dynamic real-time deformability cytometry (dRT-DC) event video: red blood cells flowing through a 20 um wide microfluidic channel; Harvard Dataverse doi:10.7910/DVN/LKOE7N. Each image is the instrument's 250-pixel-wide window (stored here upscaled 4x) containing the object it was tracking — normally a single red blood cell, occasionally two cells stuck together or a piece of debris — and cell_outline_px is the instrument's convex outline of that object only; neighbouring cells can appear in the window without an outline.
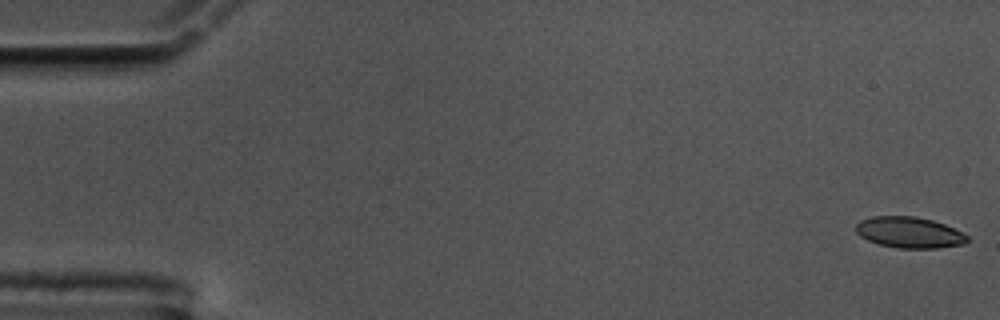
{"species": "common noctule bat (a hibernating species)", "species_latin": "Nyctalus noctula", "temperature_condition": "cold", "stored_images_in_passage": 55, "camera_frame_rate_fps": 3000, "um_per_image_px": 0.085, "animal": {"sex": "male", "body_mass_g": 17.5, "forearm_length_mm": 52.3}, "frame": {"image": 1, "passage_image": 1, "time_ms": 0.0, "image_size_px": [1000, 320], "cell_outline_px": [[968, 240], [964, 244], [936, 248], [896, 248], [880, 244], [868, 240], [860, 236], [856, 232], [856, 224], [860, 220], [872, 216], [916, 216], [932, 220], [944, 224], [968, 236]], "centroid_in_image_um": [77.26, 19.75], "position_along_channel_um": 7.7, "area_um2": 20.06}}
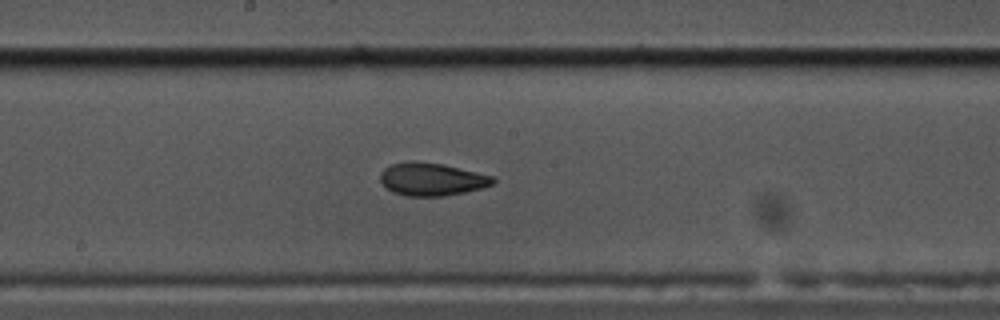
{"frame": {"image": 2, "passage_image": 31, "time_ms": 10.0, "image_size_px": [1000, 320], "cell_outline_px": [[496, 180], [492, 184], [480, 188], [464, 192], [444, 196], [404, 196], [392, 192], [380, 180], [380, 172], [384, 168], [392, 164], [444, 164], [496, 176]], "centroid_in_image_um": [36.76, 15.27], "position_along_channel_um": 211.4, "area_um2": 20.98}}
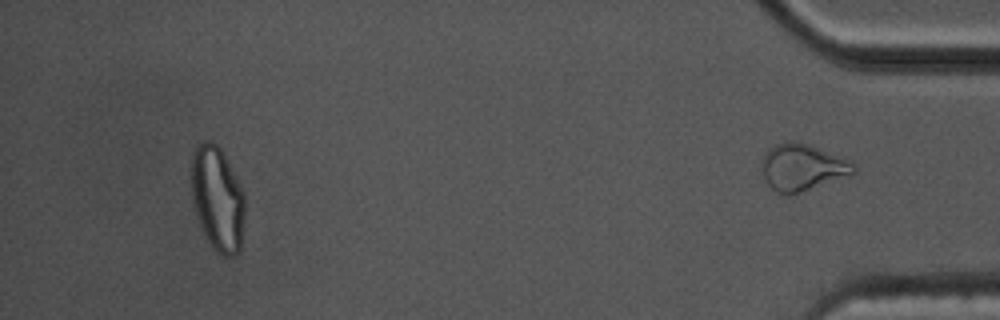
{"frame": {"image": 3, "passage_image": 55, "time_ms": 18.0, "image_size_px": [1000, 320], "cell_outline_px": [[856, 172], [800, 192], [788, 196], [784, 196], [776, 192], [768, 184], [764, 176], [760, 164], [768, 148], [784, 140], [800, 140], [852, 160], [856, 168]], "centroid_in_image_um": [68.18, 14.18], "position_along_channel_um": 367.0, "area_um2": 25.37}, "authors_computed_cell_mechanics": {"area_um2": 21.4438, "velocity_mm_per_s": 3.4451, "shape_relaxation_time_tau1_ms": null, "shape_relaxation_time_tau2_ms": 2.8863, "deformation_change_tau1": null, "deformation_change_tau2": 0.0903}}